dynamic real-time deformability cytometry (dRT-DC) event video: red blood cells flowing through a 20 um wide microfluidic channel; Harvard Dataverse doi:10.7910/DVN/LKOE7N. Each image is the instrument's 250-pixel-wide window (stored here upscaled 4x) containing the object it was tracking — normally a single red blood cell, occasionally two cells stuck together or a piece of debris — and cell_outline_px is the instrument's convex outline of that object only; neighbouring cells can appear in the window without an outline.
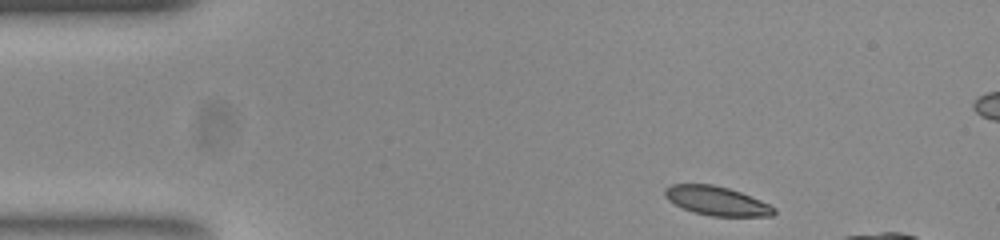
{"species": "common noctule bat (a hibernating species)", "species_latin": "Nyctalus noctula", "temperature_condition": "room temperature", "stored_images_in_passage": 10, "camera_frame_rate_fps": 3000, "um_per_image_px": 0.085, "animal": {"sex": "female", "body_mass_g": 23.0, "forearm_length_mm": 53.4}, "frame": {"image": 1, "passage_image": 1, "time_ms": 0.0, "image_size_px": [1000, 240], "cell_outline_px": [[776, 212], [772, 216], [712, 216], [696, 212], [684, 208], [668, 200], [664, 196], [664, 192], [672, 184], [712, 184], [728, 188], [740, 192], [760, 200], [776, 208]], "centroid_in_image_um": [60.94, 17.07], "position_along_channel_um": 24.1, "area_um2": 18.15}}